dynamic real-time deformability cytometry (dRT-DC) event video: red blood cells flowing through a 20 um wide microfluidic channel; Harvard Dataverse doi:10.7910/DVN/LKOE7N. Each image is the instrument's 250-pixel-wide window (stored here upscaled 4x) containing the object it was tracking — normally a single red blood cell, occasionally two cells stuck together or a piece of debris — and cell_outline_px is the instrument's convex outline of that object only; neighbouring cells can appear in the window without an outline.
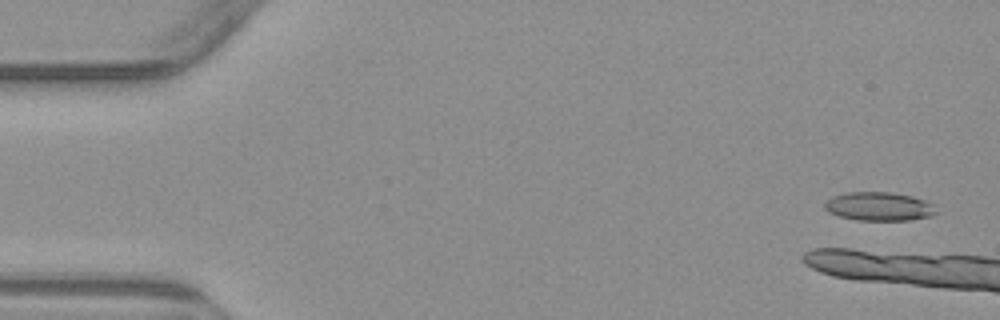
{"species": "common noctule bat (a hibernating species)", "species_latin": "Nyctalus noctula", "temperature_condition": "warm", "stored_images_in_passage": 7, "camera_frame_rate_fps": 3000, "um_per_image_px": 0.085, "animal": {"sex": "male", "body_mass_g": 23.1, "forearm_length_mm": 52.7}, "frame": {"image": 1, "passage_image": 1, "time_ms": 0.0, "image_size_px": [1000, 320], "cell_outline_px": [[936, 212], [932, 216], [908, 220], [856, 220], [840, 216], [828, 212], [824, 208], [824, 204], [832, 196], [844, 192], [892, 192], [912, 196], [924, 200], [932, 204]], "centroid_in_image_um": [74.69, 17.54], "position_along_channel_um": 10.3, "area_um2": 18.61}}